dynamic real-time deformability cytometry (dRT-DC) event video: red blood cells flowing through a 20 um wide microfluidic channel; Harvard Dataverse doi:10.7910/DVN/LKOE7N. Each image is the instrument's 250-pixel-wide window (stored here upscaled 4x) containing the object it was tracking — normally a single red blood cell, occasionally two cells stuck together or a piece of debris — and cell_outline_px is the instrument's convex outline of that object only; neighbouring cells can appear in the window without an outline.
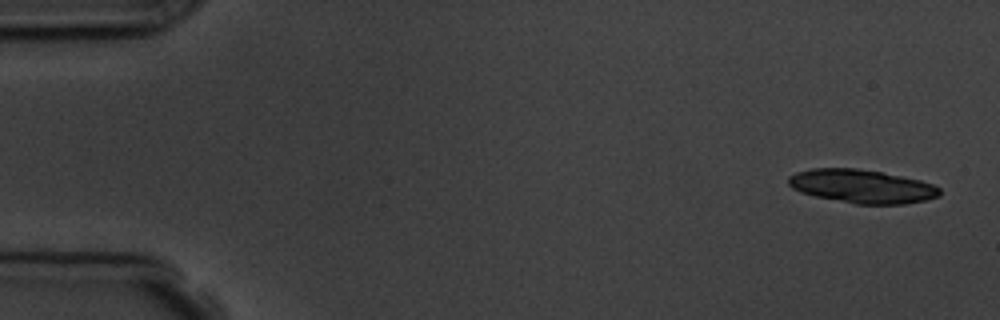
{"species": "common noctule bat (a hibernating species)", "species_latin": "Nyctalus noctula", "temperature_condition": "room temperature", "stored_images_in_passage": 5, "camera_frame_rate_fps": 3000, "um_per_image_px": 0.085, "animal": {"sex": "male", "body_mass_g": 19.5, "forearm_length_mm": 54.6}, "frame": {"image": 1, "passage_image": 1, "time_ms": 0.0, "image_size_px": [1000, 320], "cell_outline_px": [[940, 196], [924, 200], [904, 204], [856, 204], [816, 196], [800, 192], [792, 188], [788, 184], [788, 176], [796, 172], [812, 168], [856, 168], [880, 172], [920, 180], [932, 184], [940, 188]], "centroid_in_image_um": [73.24, 15.83], "position_along_channel_um": 11.8, "area_um2": 29.42}}